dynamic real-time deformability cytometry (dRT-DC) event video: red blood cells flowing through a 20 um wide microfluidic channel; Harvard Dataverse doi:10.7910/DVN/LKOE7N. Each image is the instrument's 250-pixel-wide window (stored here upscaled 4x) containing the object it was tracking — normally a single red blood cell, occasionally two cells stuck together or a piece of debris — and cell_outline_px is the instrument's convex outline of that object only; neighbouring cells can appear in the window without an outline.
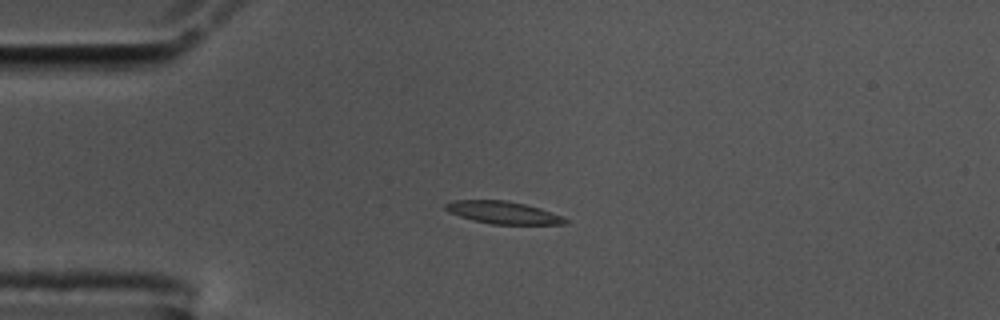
{"species": "common noctule bat (a hibernating species)", "species_latin": "Nyctalus noctula", "temperature_condition": "cold", "stored_images_in_passage": 44, "camera_frame_rate_fps": 3000, "um_per_image_px": 0.085, "animal": {"sex": "male", "body_mass_g": 17.5, "forearm_length_mm": 52.3}, "frame": {"image": 1, "passage_image": 1, "time_ms": 0.0, "image_size_px": [1000, 320], "cell_outline_px": [[568, 224], [492, 224], [472, 220], [448, 212], [444, 208], [444, 204], [456, 200], [504, 200], [524, 204], [540, 208], [560, 216], [568, 220]], "centroid_in_image_um": [42.73, 18.07], "position_along_channel_um": 42.3, "area_um2": 15.49}}
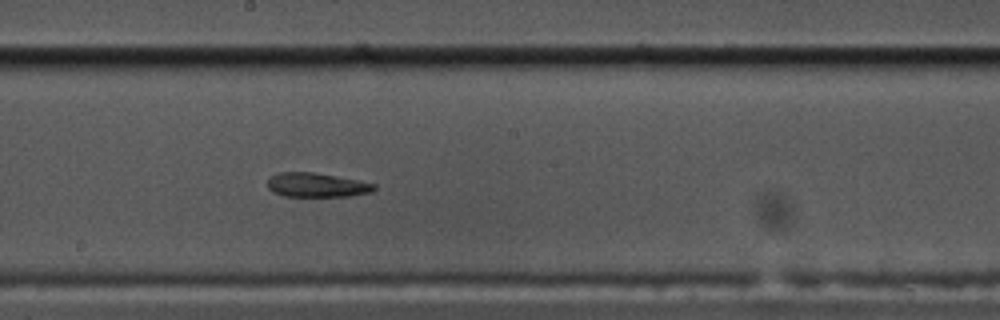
{"frame": {"image": 2, "passage_image": 18, "time_ms": 5.667, "image_size_px": [1000, 320], "cell_outline_px": [[376, 188], [372, 192], [348, 196], [284, 196], [272, 192], [268, 188], [268, 180], [276, 172], [312, 172], [360, 180], [376, 184]], "centroid_in_image_um": [26.92, 15.72], "position_along_channel_um": 221.3, "area_um2": 15.09}}
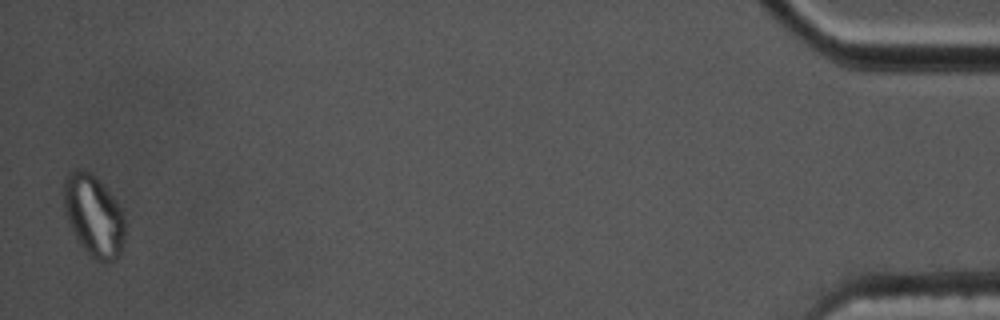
{"frame": {"image": 3, "passage_image": 43, "time_ms": 14.0, "image_size_px": [1000, 320], "cell_outline_px": [[124, 244], [116, 260], [108, 264], [104, 264], [96, 260], [80, 244], [68, 220], [64, 208], [64, 184], [68, 176], [72, 172], [88, 172], [96, 176], [116, 200], [124, 216]], "centroid_in_image_um": [8.01, 18.4], "position_along_channel_um": 427.2, "area_um2": 28.55}, "authors_computed_cell_mechanics": {"area_um2": 16.3285, "velocity_mm_per_s": 3.5616, "shape_relaxation_time_tau1_ms": null, "shape_relaxation_time_tau2_ms": 2.4113, "deformation_change_tau1": null, "deformation_change_tau2": 0.0969}}